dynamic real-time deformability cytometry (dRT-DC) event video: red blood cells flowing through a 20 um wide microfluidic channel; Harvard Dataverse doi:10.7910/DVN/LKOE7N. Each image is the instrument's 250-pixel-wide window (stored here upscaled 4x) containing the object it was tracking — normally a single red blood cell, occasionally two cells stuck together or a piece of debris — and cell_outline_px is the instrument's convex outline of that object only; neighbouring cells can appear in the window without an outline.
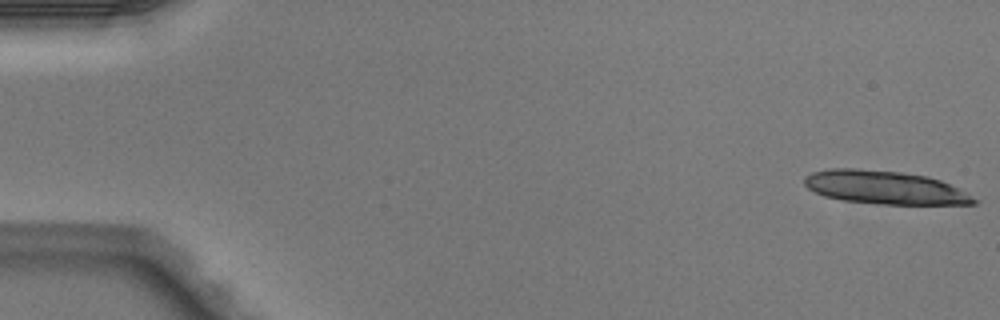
{"species": "Egyptian fruit bat (a non-hibernating species)", "species_latin": "Rousettus aegyptiacus", "temperature_condition": "warm", "stored_images_in_passage": 5, "camera_frame_rate_fps": 3000, "um_per_image_px": 0.085, "animal": {"sex": "male"}, "frame": {"image": 1, "passage_image": 1, "time_ms": 0.0, "image_size_px": [1000, 320], "cell_outline_px": [[980, 200], [976, 204], [876, 204], [844, 200], [824, 196], [808, 188], [804, 184], [804, 176], [812, 172], [832, 168], [860, 168], [900, 172], [928, 176], [940, 180]], "centroid_in_image_um": [75.18, 15.93], "position_along_channel_um": 9.8, "area_um2": 32.83}}